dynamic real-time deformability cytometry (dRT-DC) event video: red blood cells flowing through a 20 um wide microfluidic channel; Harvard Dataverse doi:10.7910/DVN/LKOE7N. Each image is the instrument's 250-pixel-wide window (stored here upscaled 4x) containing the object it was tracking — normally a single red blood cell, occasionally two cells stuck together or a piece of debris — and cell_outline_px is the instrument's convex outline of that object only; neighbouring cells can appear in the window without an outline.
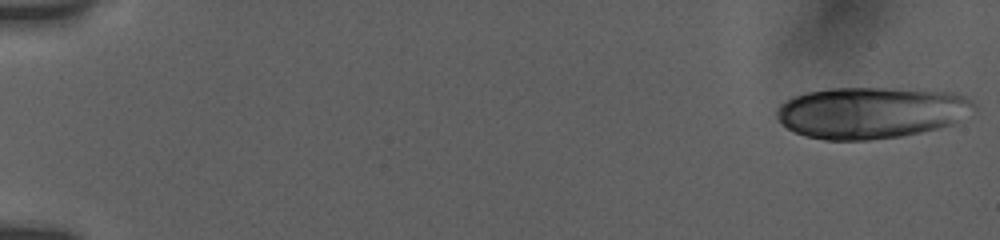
{"species": "human", "species_latin": "Homo sapiens", "temperature_condition": "room temperature", "stored_images_in_passage": 31, "camera_frame_rate_fps": 3000, "um_per_image_px": 0.085, "donor": {"sex": "female"}, "frame": {"image": 1, "passage_image": 1, "time_ms": 0.0, "image_size_px": [1000, 240], "cell_outline_px": [[972, 104], [952, 124], [904, 136], [868, 140], [824, 140], [804, 136], [788, 128], [776, 116], [776, 112], [780, 104], [796, 96], [808, 92], [828, 88], [892, 88], [956, 92], [972, 100]], "centroid_in_image_um": [73.97, 9.57], "position_along_channel_um": 11.0, "area_um2": 58.49}}
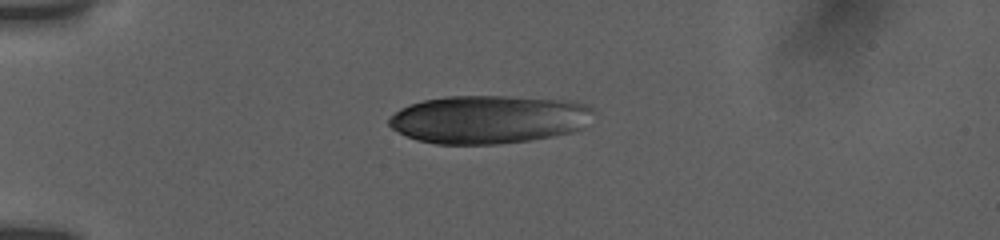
{"frame": {"image": 2, "passage_image": 13, "time_ms": 4.333, "image_size_px": [1000, 240], "cell_outline_px": [[596, 112], [580, 128], [572, 132], [552, 136], [528, 140], [500, 144], [436, 144], [420, 140], [408, 136], [392, 128], [388, 124], [388, 120], [400, 108], [424, 100], [448, 96], [508, 96], [572, 100], [588, 104]], "centroid_in_image_um": [41.58, 10.13], "position_along_channel_um": 43.4, "area_um2": 57.4}}